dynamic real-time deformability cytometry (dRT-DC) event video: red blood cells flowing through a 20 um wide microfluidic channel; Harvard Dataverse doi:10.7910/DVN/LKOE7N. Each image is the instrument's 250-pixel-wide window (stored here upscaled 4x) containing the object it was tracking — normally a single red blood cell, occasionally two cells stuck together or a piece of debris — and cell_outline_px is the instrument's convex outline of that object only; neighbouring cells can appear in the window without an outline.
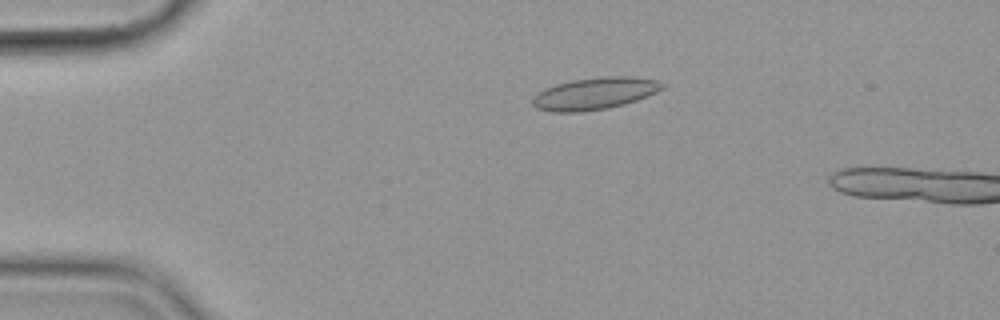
{"species": "common noctule bat (a hibernating species)", "species_latin": "Nyctalus noctula", "temperature_condition": "cold", "stored_images_in_passage": 17, "camera_frame_rate_fps": 3000, "um_per_image_px": 0.085, "animal": {"sex": "female", "body_mass_g": 19.9}, "frame": {"image": 1, "passage_image": 12, "time_ms": 3.667, "image_size_px": [1000, 320], "cell_outline_px": [[664, 88], [656, 92], [636, 100], [624, 104], [608, 108], [580, 112], [552, 112], [536, 108], [532, 104], [532, 96], [536, 92], [544, 88], [556, 84], [572, 80], [604, 76], [632, 76], [656, 80], [664, 84]], "centroid_in_image_um": [50.5, 7.95], "position_along_channel_um": 34.5, "area_um2": 24.33}}